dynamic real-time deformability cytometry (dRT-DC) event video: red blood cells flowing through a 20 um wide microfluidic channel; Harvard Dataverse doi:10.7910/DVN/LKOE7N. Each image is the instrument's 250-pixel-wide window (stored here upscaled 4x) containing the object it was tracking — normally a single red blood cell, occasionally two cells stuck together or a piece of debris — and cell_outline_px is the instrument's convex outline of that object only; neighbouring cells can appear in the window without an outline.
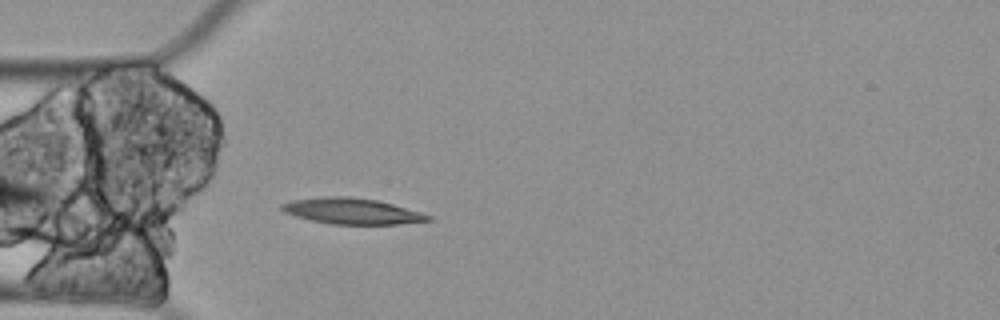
{"species": "Egyptian fruit bat (a non-hibernating species)", "species_latin": "Rousettus aegyptiacus", "temperature_condition": "cold", "stored_images_in_passage": 5, "camera_frame_rate_fps": 3000, "um_per_image_px": 0.085, "animal": {"sex": "female"}, "frame": {"image": 1, "passage_image": 5, "time_ms": 1.333, "image_size_px": [1000, 320], "cell_outline_px": [[432, 220], [396, 224], [332, 224], [312, 220], [296, 216], [284, 212], [280, 208], [280, 204], [292, 200], [324, 196], [352, 196], [376, 200], [392, 204], [420, 212], [432, 216]], "centroid_in_image_um": [29.89, 17.93], "position_along_channel_um": 55.1, "area_um2": 21.96}}